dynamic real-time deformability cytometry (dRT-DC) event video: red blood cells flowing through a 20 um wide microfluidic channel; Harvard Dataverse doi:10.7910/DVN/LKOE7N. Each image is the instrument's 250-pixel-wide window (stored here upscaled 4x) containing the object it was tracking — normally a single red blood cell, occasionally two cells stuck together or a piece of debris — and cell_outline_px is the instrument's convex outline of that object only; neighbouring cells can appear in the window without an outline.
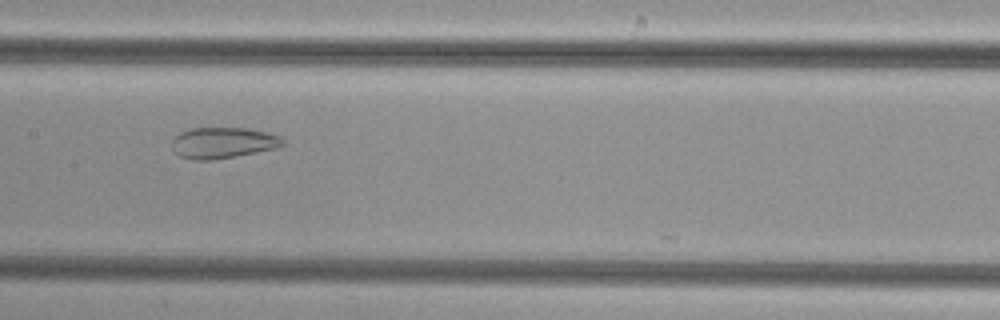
{"species": "common noctule bat (a hibernating species)", "species_latin": "Nyctalus noctula", "temperature_condition": "cold", "stored_images_in_passage": 48, "camera_frame_rate_fps": 3000, "um_per_image_px": 0.085, "animal": {"sex": "female", "body_mass_g": 29.2, "forearm_length_mm": 56.3}, "frame": {"image": 1, "passage_image": 23, "time_ms": 7.333, "image_size_px": [1000, 320], "cell_outline_px": [[284, 144], [280, 148], [236, 156], [212, 160], [192, 160], [180, 156], [172, 148], [172, 140], [180, 132], [192, 128], [248, 128], [268, 132], [280, 136], [284, 140]], "centroid_in_image_um": [18.99, 12.14], "position_along_channel_um": 188.4, "area_um2": 20.23}}
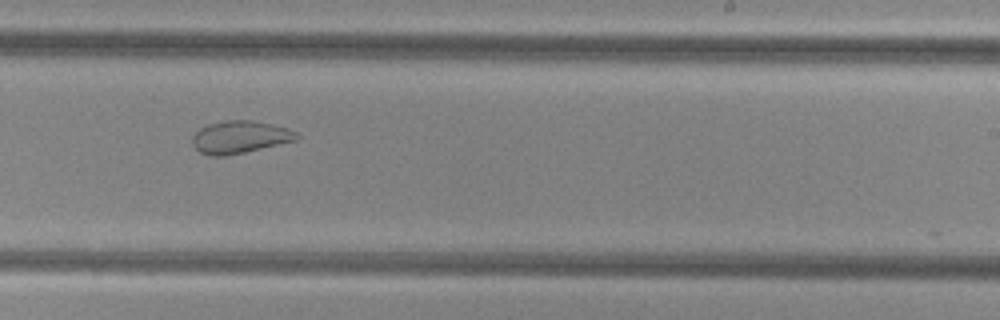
{"frame": {"image": 2, "passage_image": 29, "time_ms": 9.333, "image_size_px": [1000, 320], "cell_outline_px": [[300, 136], [296, 140], [244, 152], [224, 156], [208, 156], [200, 152], [192, 144], [192, 136], [200, 128], [208, 124], [224, 120], [252, 120], [272, 124], [288, 128], [296, 132]], "centroid_in_image_um": [20.37, 11.64], "position_along_channel_um": 268.6, "area_um2": 19.71}}
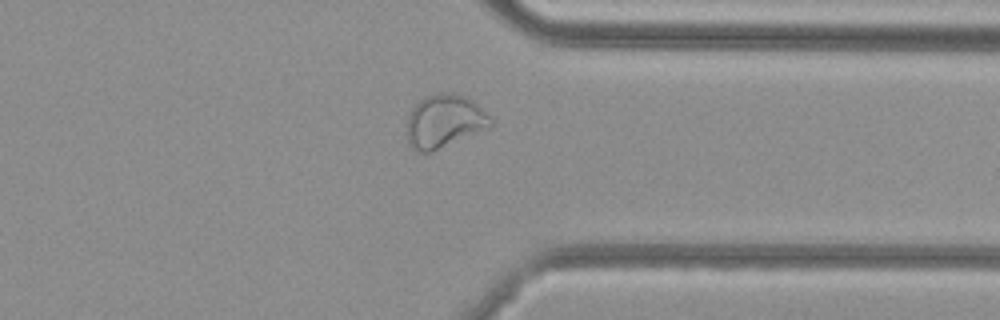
{"frame": {"image": 3, "passage_image": 37, "time_ms": 12.0, "image_size_px": [1000, 320], "cell_outline_px": [[496, 124], [488, 128], [432, 152], [420, 152], [412, 148], [408, 144], [408, 116], [412, 108], [424, 96], [436, 92], [452, 92], [464, 96], [472, 100], [492, 116]], "centroid_in_image_um": [37.81, 10.29], "position_along_channel_um": 373.6, "area_um2": 26.24}}